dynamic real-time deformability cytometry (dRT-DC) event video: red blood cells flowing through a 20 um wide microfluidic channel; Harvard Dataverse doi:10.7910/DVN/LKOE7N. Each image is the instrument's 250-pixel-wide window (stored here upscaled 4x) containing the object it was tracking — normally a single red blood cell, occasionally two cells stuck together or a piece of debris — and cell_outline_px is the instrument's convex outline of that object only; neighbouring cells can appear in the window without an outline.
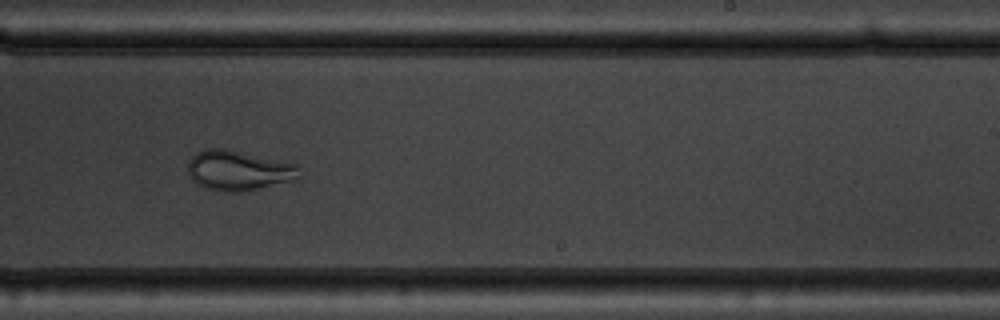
{"species": "common noctule bat (a hibernating species)", "species_latin": "Nyctalus noctula", "temperature_condition": "warm", "stored_images_in_passage": 38, "camera_frame_rate_fps": 3000, "um_per_image_px": 0.085, "animal": {"sex": "male", "body_mass_g": 19.5, "forearm_length_mm": 54.6}, "frame": {"image": 1, "passage_image": 18, "time_ms": 5.667, "image_size_px": [1000, 320], "cell_outline_px": [[300, 176], [296, 180], [240, 192], [224, 192], [208, 188], [192, 180], [188, 172], [188, 160], [196, 152], [204, 148], [224, 148], [296, 164]], "centroid_in_image_um": [20.24, 14.48], "position_along_channel_um": 268.8, "area_um2": 25.78}}
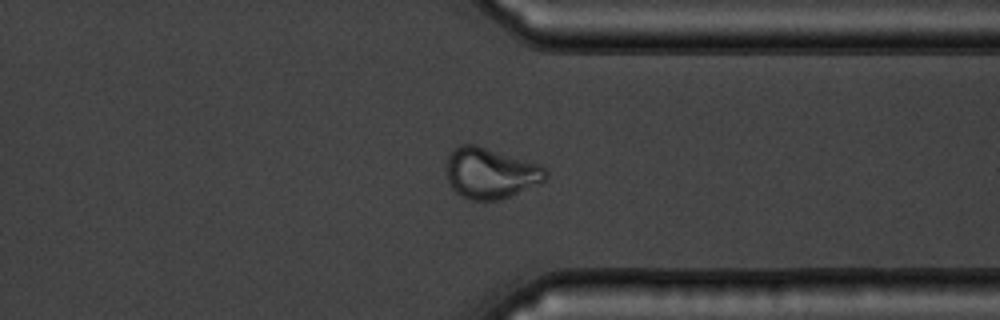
{"frame": {"image": 2, "passage_image": 26, "time_ms": 8.333, "image_size_px": [1000, 320], "cell_outline_px": [[548, 176], [540, 184], [500, 200], [472, 200], [456, 192], [452, 188], [448, 180], [448, 156], [452, 148], [460, 144], [476, 144], [540, 164], [548, 172]], "centroid_in_image_um": [41.72, 14.7], "position_along_channel_um": 369.7, "area_um2": 29.42}}
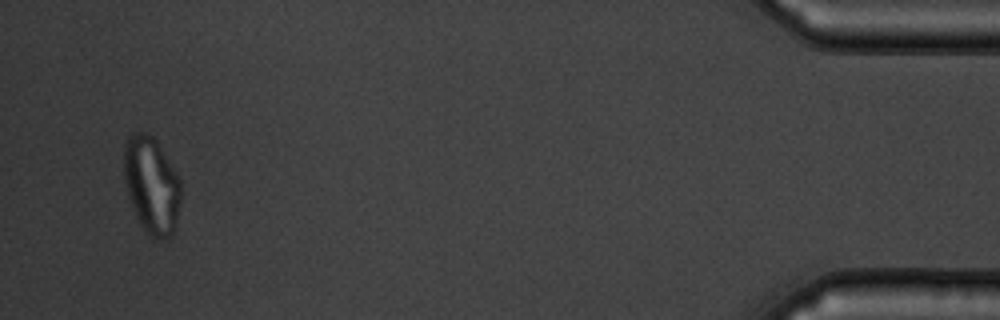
{"frame": {"image": 3, "passage_image": 36, "time_ms": 11.667, "image_size_px": [1000, 320], "cell_outline_px": [[180, 200], [176, 228], [172, 236], [160, 240], [148, 236], [136, 216], [128, 196], [124, 180], [124, 144], [128, 136], [136, 132], [144, 132], [152, 136], [156, 140], [180, 180]], "centroid_in_image_um": [12.87, 15.77], "position_along_channel_um": 422.3, "area_um2": 32.19}, "authors_computed_cell_mechanics": {"area_um2": 28.5821, "velocity_mm_per_s": 3.8059, "shape_relaxation_time_tau1_ms": 4.8411, "shape_relaxation_time_tau2_ms": 0.8889, "deformation_change_tau1": 0.1351, "deformation_change_tau2": 0.0453}}